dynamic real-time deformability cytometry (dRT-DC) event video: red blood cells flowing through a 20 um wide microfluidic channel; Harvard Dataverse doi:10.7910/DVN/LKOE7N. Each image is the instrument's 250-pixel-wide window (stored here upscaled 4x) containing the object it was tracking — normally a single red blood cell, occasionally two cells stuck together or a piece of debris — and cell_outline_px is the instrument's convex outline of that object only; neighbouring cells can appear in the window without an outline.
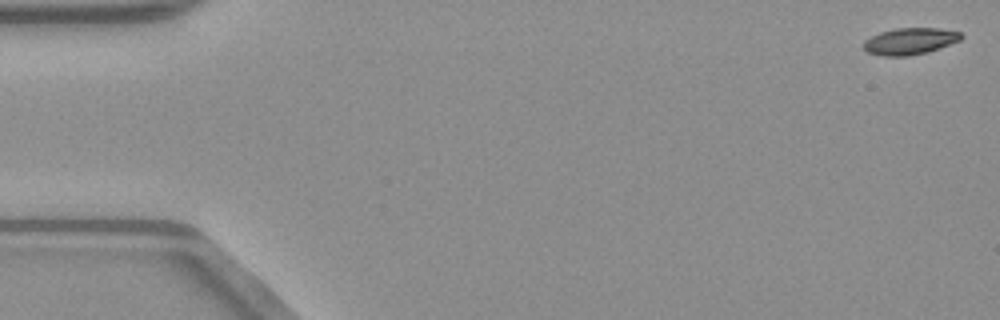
{"species": "common noctule bat (a hibernating species)", "species_latin": "Nyctalus noctula", "temperature_condition": "warm", "stored_images_in_passage": 57, "camera_frame_rate_fps": 3000, "um_per_image_px": 0.085, "animal": {"sex": "male", "body_mass_g": 23.1, "forearm_length_mm": 52.7}, "frame": {"image": 1, "passage_image": 1, "time_ms": 0.0, "image_size_px": [1000, 320], "cell_outline_px": [[964, 36], [960, 40], [928, 52], [908, 56], [884, 56], [868, 52], [864, 48], [864, 40], [880, 32], [896, 28], [940, 28], [960, 32]], "centroid_in_image_um": [77.36, 3.5], "position_along_channel_um": 7.6, "area_um2": 15.09}}
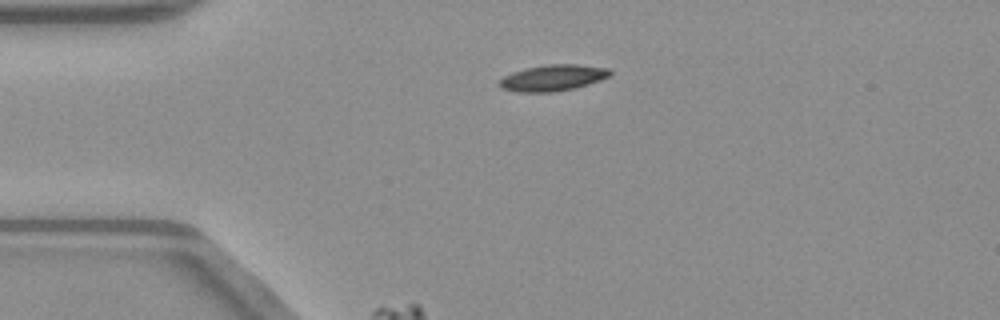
{"frame": {"image": 2, "passage_image": 12, "time_ms": 3.667, "image_size_px": [1000, 320], "cell_outline_px": [[612, 76], [576, 88], [552, 92], [520, 92], [500, 88], [496, 84], [504, 76], [512, 72], [524, 68], [548, 64], [576, 64], [608, 68], [612, 72]], "centroid_in_image_um": [46.99, 6.61], "position_along_channel_um": 38.0, "area_um2": 17.05}}
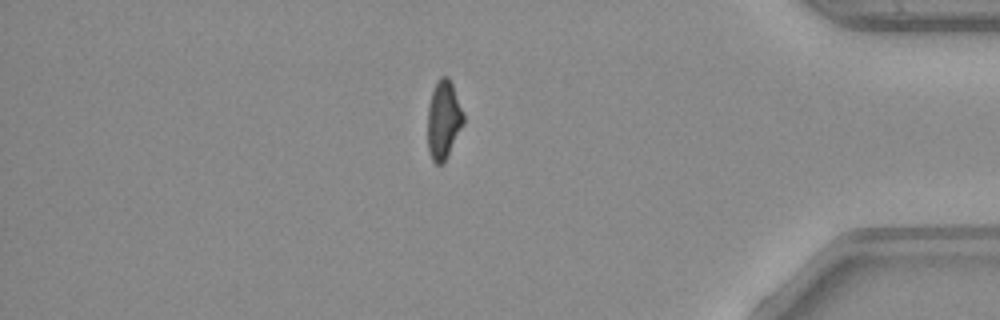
{"frame": {"image": 3, "passage_image": 51, "time_ms": 16.667, "image_size_px": [1000, 320], "cell_outline_px": [[464, 124], [444, 160], [440, 164], [436, 164], [432, 160], [428, 152], [428, 104], [432, 92], [440, 76], [448, 76], [452, 84], [464, 112]], "centroid_in_image_um": [37.7, 10.16], "position_along_channel_um": 397.5, "area_um2": 16.24}}